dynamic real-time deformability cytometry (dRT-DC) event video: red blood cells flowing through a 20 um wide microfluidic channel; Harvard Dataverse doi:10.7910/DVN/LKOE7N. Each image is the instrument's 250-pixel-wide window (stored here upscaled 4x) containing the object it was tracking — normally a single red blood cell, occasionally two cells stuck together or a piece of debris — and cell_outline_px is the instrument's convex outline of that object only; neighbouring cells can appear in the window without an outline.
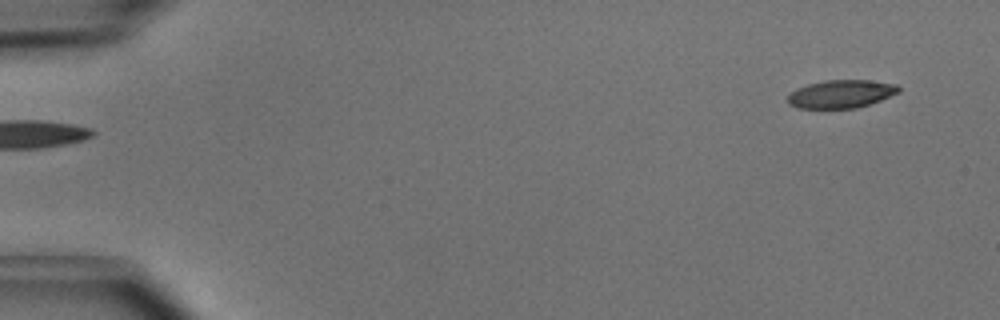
{"species": "common noctule bat (a hibernating species)", "species_latin": "Nyctalus noctula", "temperature_condition": "cold", "stored_images_in_passage": 6, "segment_of_instrument_passage": [2, 2], "camera_frame_rate_fps": 3000, "um_per_image_px": 0.085, "animal": {"sex": "male", "body_mass_g": 15.6}, "frame": {"image": 1, "passage_image": 6, "time_ms": 1.667, "image_size_px": [1000, 320], "cell_outline_px": [[900, 92], [880, 100], [856, 108], [796, 108], [788, 104], [788, 96], [796, 88], [808, 84], [824, 80], [868, 80], [896, 84], [900, 88]], "centroid_in_image_um": [71.48, 7.98], "position_along_channel_um": 13.5, "area_um2": 18.09}}